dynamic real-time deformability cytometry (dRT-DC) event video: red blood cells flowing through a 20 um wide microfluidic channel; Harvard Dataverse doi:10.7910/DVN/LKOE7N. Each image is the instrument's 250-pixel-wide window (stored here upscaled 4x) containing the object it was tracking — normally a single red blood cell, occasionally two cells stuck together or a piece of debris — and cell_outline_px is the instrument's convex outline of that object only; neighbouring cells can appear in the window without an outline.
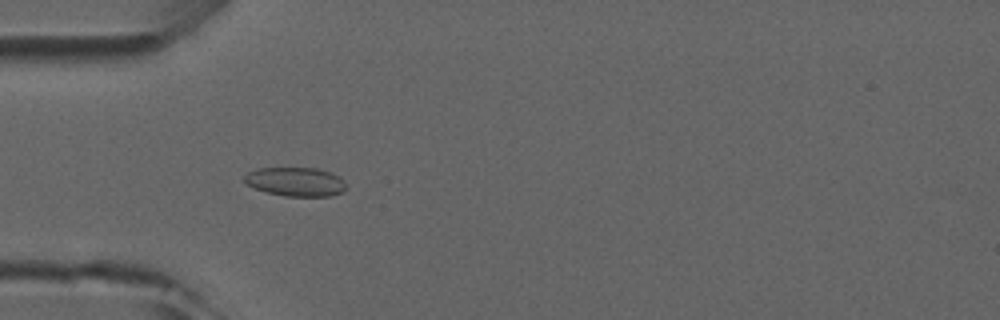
{"species": "common noctule bat (a hibernating species)", "species_latin": "Nyctalus noctula", "temperature_condition": "room temperature", "stored_images_in_passage": 5, "camera_frame_rate_fps": 3000, "um_per_image_px": 0.085, "animal": {"sex": "male", "forearm_length_mm": 52.5}, "frame": {"image": 1, "passage_image": 4, "time_ms": 4.333, "image_size_px": [1000, 320], "cell_outline_px": [[348, 188], [344, 192], [332, 196], [284, 196], [268, 192], [256, 188], [248, 184], [244, 180], [244, 176], [248, 172], [256, 168], [316, 168], [332, 172], [344, 180]], "centroid_in_image_um": [25.19, 15.45], "position_along_channel_um": 59.8, "area_um2": 17.28}}
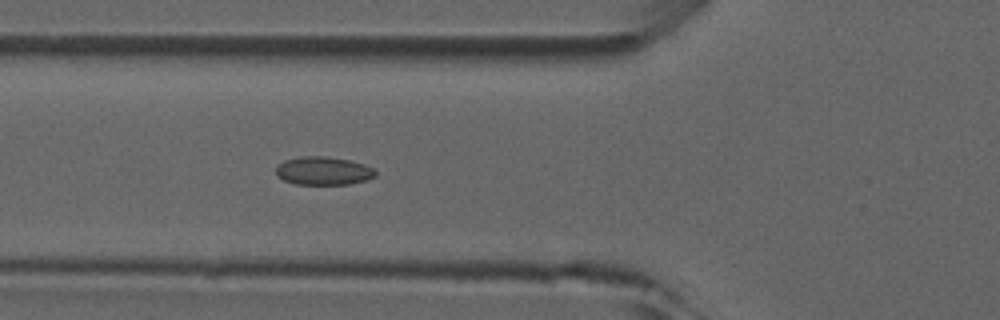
{"frame": {"image": 2, "passage_image": 5, "time_ms": 5.333, "image_size_px": [1000, 320], "cell_outline_px": [[376, 176], [364, 180], [348, 184], [296, 184], [284, 180], [276, 176], [276, 164], [284, 160], [300, 156], [324, 156], [348, 160], [364, 164], [372, 168], [376, 172]], "centroid_in_image_um": [27.43, 14.51], "position_along_channel_um": 98.4, "area_um2": 16.36}}